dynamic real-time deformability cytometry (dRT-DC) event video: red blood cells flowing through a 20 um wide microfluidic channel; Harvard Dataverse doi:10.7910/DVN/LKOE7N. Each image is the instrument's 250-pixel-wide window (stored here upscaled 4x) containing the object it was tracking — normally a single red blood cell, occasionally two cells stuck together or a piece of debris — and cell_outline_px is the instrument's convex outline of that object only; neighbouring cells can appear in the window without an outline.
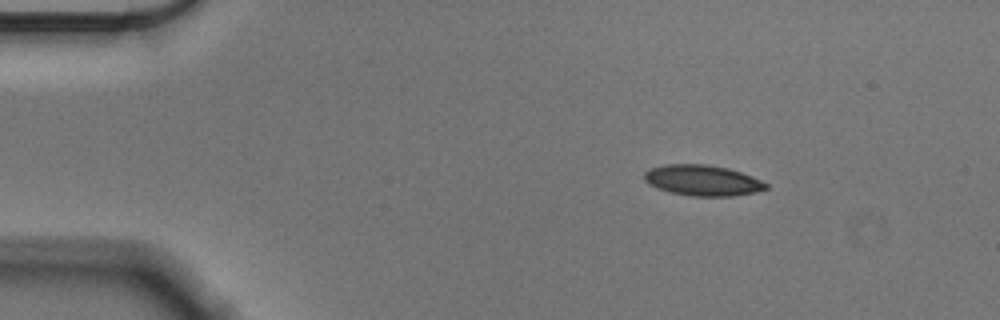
{"species": "Egyptian fruit bat (a non-hibernating species)", "species_latin": "Rousettus aegyptiacus", "temperature_condition": "cold", "stored_images_in_passage": 48, "camera_frame_rate_fps": 3000, "um_per_image_px": 0.085, "animal": {"sex": "male"}, "frame": {"image": 1, "passage_image": 1, "time_ms": 0.0, "image_size_px": [1000, 320], "cell_outline_px": [[768, 188], [756, 192], [732, 196], [692, 196], [672, 192], [648, 184], [644, 180], [644, 172], [652, 168], [664, 164], [708, 164], [728, 168], [752, 176], [768, 184]], "centroid_in_image_um": [59.73, 15.32], "position_along_channel_um": 25.3, "area_um2": 21.68}}
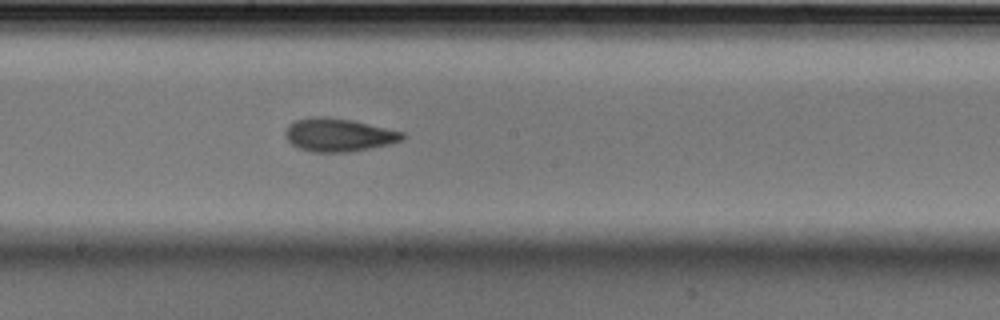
{"frame": {"image": 2, "passage_image": 23, "time_ms": 7.333, "image_size_px": [1000, 320], "cell_outline_px": [[408, 136], [400, 140], [388, 144], [348, 152], [312, 152], [300, 148], [292, 144], [284, 136], [284, 132], [288, 124], [296, 120], [312, 116], [328, 116], [352, 120], [404, 132]], "centroid_in_image_um": [28.75, 11.45], "position_along_channel_um": 219.5, "area_um2": 22.66}}
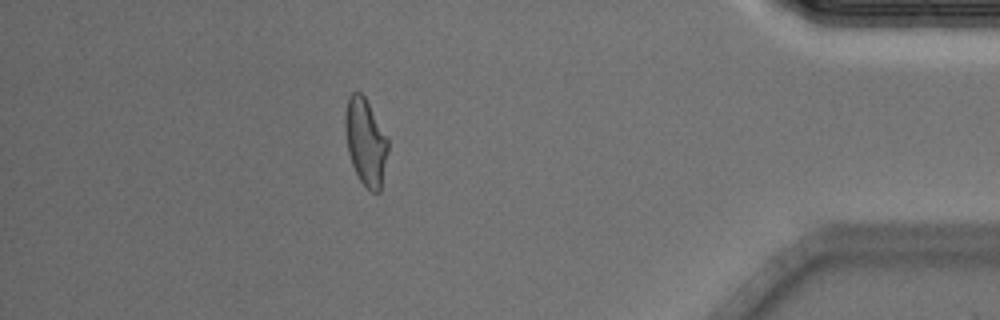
{"frame": {"image": 3, "passage_image": 42, "time_ms": 13.667, "image_size_px": [1000, 320], "cell_outline_px": [[388, 152], [380, 192], [372, 192], [360, 180], [352, 164], [348, 152], [344, 128], [344, 112], [348, 96], [352, 92], [360, 92], [364, 96], [388, 140]], "centroid_in_image_um": [31.05, 12.05], "position_along_channel_um": 404.1, "area_um2": 21.5}, "authors_computed_cell_mechanics": {"area_um2": 21.964, "velocity_mm_per_s": 3.5786, "shape_relaxation_time_tau1_ms": 5.5943, "shape_relaxation_time_tau2_ms": 3.1428, "deformation_change_tau1": 0.1575, "deformation_change_tau2": 0.1023}}